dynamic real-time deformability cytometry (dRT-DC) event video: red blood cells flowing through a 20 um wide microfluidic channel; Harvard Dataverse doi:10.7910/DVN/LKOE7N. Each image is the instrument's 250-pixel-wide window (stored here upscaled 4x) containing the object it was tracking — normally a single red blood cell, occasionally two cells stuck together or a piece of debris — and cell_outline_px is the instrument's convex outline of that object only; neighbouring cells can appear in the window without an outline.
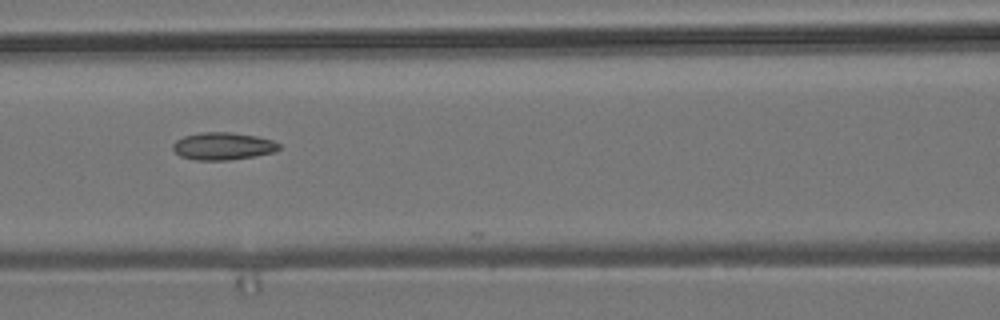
{"species": "common noctule bat (a hibernating species)", "species_latin": "Nyctalus noctula", "temperature_condition": "room temperature", "stored_images_in_passage": 8, "camera_frame_rate_fps": 3000, "um_per_image_px": 0.085, "animal": {"sex": "male", "body_mass_g": 19.2, "forearm_length_mm": 51.8}, "frame": {"image": 1, "passage_image": 6, "time_ms": 7.0, "image_size_px": [1000, 320], "cell_outline_px": [[280, 148], [272, 152], [256, 156], [228, 160], [196, 160], [180, 156], [172, 148], [172, 144], [176, 140], [184, 136], [200, 132], [232, 132], [256, 136], [272, 140], [280, 144]], "centroid_in_image_um": [18.93, 12.42], "position_along_channel_um": 147.7, "area_um2": 16.99}}
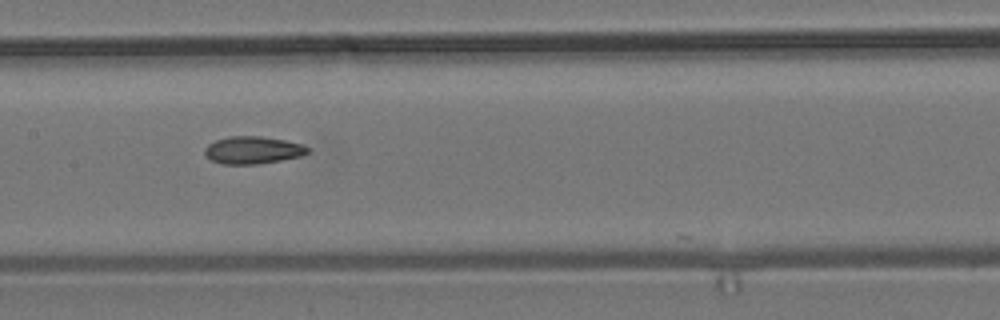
{"frame": {"image": 2, "passage_image": 7, "time_ms": 8.0, "image_size_px": [1000, 320], "cell_outline_px": [[308, 152], [300, 156], [260, 164], [220, 164], [204, 156], [204, 148], [208, 144], [216, 140], [228, 136], [260, 136], [284, 140], [304, 144], [308, 148]], "centroid_in_image_um": [21.45, 12.76], "position_along_channel_um": 186.0, "area_um2": 16.53}}